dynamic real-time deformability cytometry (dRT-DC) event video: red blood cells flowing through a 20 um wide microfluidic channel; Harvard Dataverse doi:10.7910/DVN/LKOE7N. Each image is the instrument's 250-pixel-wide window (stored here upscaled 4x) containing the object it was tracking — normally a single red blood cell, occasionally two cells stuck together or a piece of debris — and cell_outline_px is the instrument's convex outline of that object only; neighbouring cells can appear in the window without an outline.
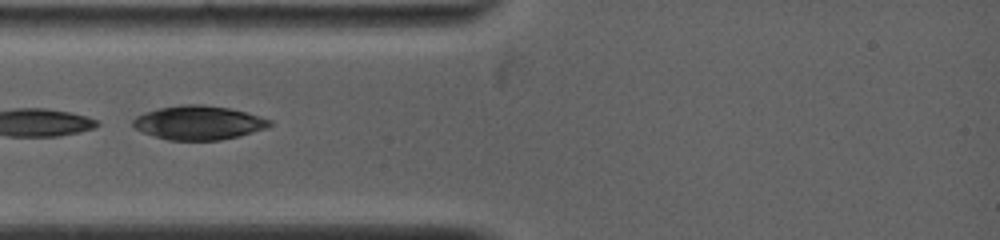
{"species": "common noctule bat (a hibernating species)", "species_latin": "Nyctalus noctula", "temperature_condition": "warm", "stored_images_in_passage": 38, "camera_frame_rate_fps": 5000, "um_per_image_px": 0.085, "animal": {"sex": "female", "body_mass_g": 19.0, "forearm_length_mm": 53.3}, "frame": {"image": 1, "passage_image": 1, "time_ms": 0.0, "image_size_px": [1000, 240], "cell_outline_px": [[272, 124], [268, 128], [220, 140], [168, 140], [144, 132], [136, 128], [132, 124], [132, 120], [136, 116], [144, 112], [160, 108], [180, 104], [204, 104], [228, 108], [244, 112], [272, 120]], "centroid_in_image_um": [16.87, 10.42], "position_along_channel_um": 68.1, "area_um2": 26.82}}